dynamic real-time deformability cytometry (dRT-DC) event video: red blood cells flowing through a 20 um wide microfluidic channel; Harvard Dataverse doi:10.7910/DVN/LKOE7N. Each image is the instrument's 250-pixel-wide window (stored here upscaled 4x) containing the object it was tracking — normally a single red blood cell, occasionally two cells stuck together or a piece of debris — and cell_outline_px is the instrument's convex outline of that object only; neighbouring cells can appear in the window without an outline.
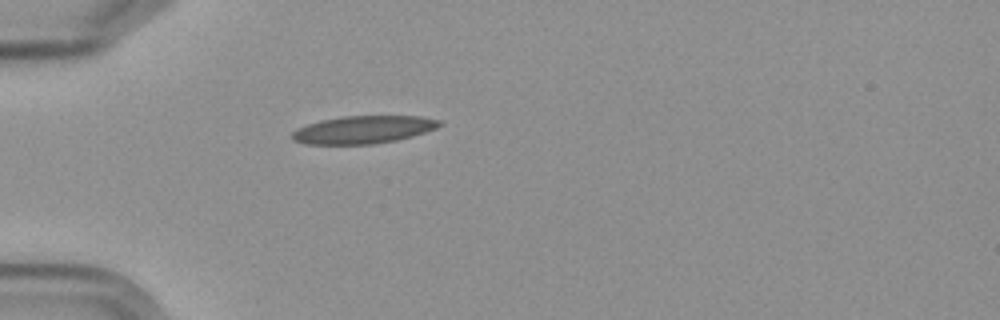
{"species": "Egyptian fruit bat (a non-hibernating species)", "species_latin": "Rousettus aegyptiacus", "temperature_condition": "cold", "stored_images_in_passage": 2, "camera_frame_rate_fps": 3000, "um_per_image_px": 0.085, "frame": {"image": 1, "passage_image": 1, "time_ms": 0.0, "image_size_px": [1000, 320], "cell_outline_px": [[440, 124], [436, 128], [412, 136], [396, 140], [372, 144], [304, 144], [292, 140], [292, 132], [296, 128], [320, 120], [344, 116], [420, 116], [440, 120]], "centroid_in_image_um": [30.83, 11.02], "position_along_channel_um": 54.2, "area_um2": 23.7}}